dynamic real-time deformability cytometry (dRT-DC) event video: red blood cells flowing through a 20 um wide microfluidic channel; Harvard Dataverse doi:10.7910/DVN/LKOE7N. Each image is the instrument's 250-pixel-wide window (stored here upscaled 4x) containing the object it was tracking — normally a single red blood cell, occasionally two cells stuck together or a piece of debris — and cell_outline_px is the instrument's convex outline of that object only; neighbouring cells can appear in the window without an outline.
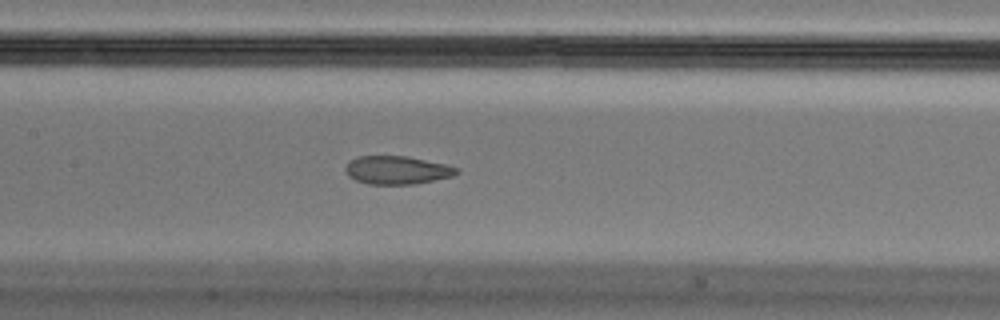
{"species": "Egyptian fruit bat (a non-hibernating species)", "species_latin": "Rousettus aegyptiacus", "temperature_condition": "cold", "stored_images_in_passage": 40, "camera_frame_rate_fps": 3000, "um_per_image_px": 0.085, "animal": {"sex": "male"}, "frame": {"image": 1, "passage_image": 12, "time_ms": 3.667, "image_size_px": [1000, 320], "cell_outline_px": [[460, 172], [452, 176], [416, 184], [368, 184], [356, 180], [348, 176], [344, 168], [356, 156], [408, 156], [444, 164], [460, 168]], "centroid_in_image_um": [33.76, 14.46], "position_along_channel_um": 173.6, "area_um2": 18.26}, "authors_computed_cell_mechanics": {"area_um2": 20.23, "velocity_mm_per_s": 3.6901, "shape_relaxation_time_tau1_ms": null, "shape_relaxation_time_tau2_ms": 1.4787, "deformation_change_tau1": null, "deformation_change_tau2": 0.0795}}